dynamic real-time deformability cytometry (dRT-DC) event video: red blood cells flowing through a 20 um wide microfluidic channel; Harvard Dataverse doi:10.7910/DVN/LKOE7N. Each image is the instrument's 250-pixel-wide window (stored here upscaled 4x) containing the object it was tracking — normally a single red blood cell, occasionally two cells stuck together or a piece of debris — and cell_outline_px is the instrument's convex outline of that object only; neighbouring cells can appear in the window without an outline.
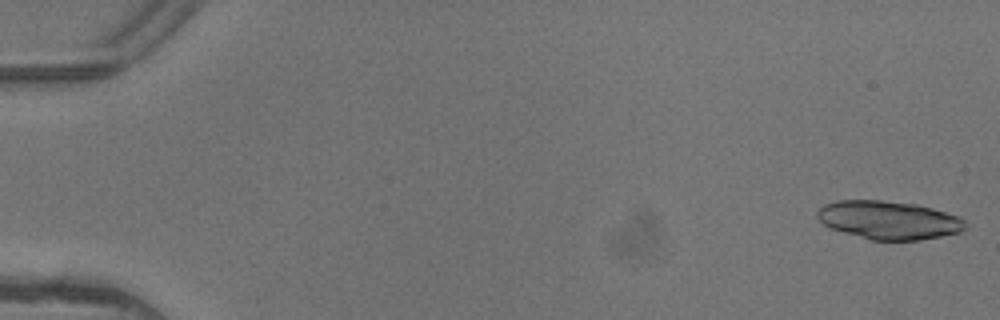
{"species": "common noctule bat (a hibernating species)", "species_latin": "Nyctalus noctula", "temperature_condition": "warm", "stored_images_in_passage": 6, "camera_frame_rate_fps": 3000, "um_per_image_px": 0.085, "animal": {"sex": "female"}, "frame": {"image": 1, "passage_image": 1, "time_ms": 0.0, "image_size_px": [1000, 320], "cell_outline_px": [[968, 228], [960, 232], [920, 240], [872, 240], [828, 228], [816, 216], [816, 212], [824, 204], [836, 200], [880, 200], [916, 204], [932, 208], [960, 216], [968, 224]], "centroid_in_image_um": [75.56, 18.7], "position_along_channel_um": 9.4, "area_um2": 33.29}}